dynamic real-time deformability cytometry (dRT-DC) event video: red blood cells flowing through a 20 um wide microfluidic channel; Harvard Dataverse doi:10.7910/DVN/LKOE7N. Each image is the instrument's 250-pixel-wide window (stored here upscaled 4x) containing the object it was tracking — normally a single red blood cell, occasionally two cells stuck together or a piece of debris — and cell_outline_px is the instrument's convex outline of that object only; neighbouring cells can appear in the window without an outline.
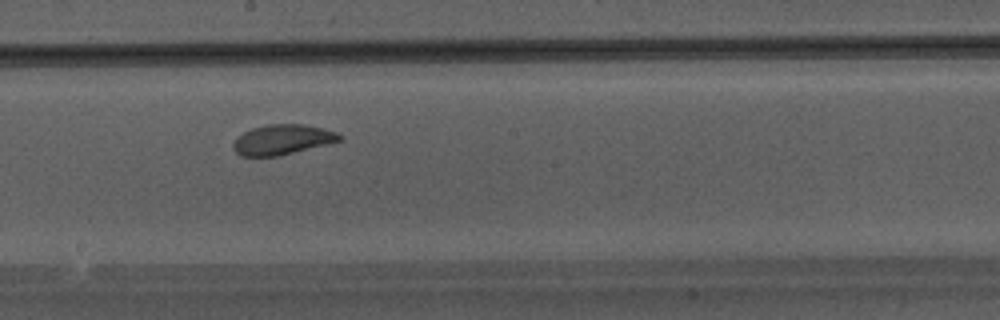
{"species": "Egyptian fruit bat (a non-hibernating species)", "species_latin": "Rousettus aegyptiacus", "temperature_condition": "warm", "stored_images_in_passage": 33, "camera_frame_rate_fps": 3000, "um_per_image_px": 0.085, "animal": {"sex": "male"}, "frame": {"image": 1, "passage_image": 15, "time_ms": 4.667, "image_size_px": [1000, 320], "cell_outline_px": [[344, 140], [276, 156], [240, 156], [232, 148], [232, 144], [244, 132], [252, 128], [268, 124], [304, 124], [324, 128], [336, 132], [344, 136]], "centroid_in_image_um": [24.04, 11.86], "position_along_channel_um": 224.2, "area_um2": 18.55}}